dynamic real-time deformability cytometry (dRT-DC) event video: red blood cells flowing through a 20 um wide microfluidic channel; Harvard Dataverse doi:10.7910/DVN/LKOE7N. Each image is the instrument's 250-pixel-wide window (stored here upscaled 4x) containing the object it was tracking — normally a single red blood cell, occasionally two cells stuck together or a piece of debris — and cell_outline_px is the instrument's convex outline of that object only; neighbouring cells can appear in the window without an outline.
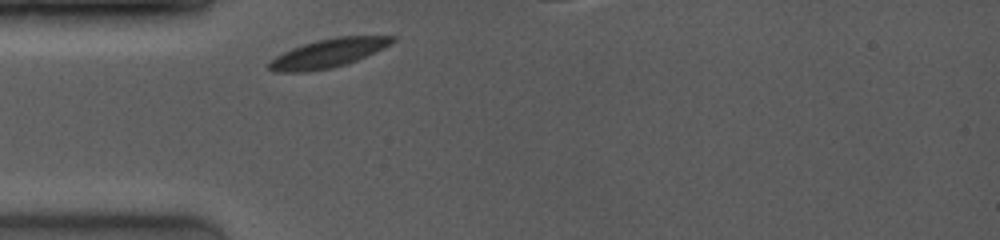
{"species": "common noctule bat (a hibernating species)", "species_latin": "Nyctalus noctula", "temperature_condition": "room temperature", "stored_images_in_passage": 10, "camera_frame_rate_fps": 4000, "um_per_image_px": 0.085, "animal": {"sex": "female", "body_mass_g": 19.0, "forearm_length_mm": 53.3}, "frame": {"image": 1, "passage_image": 1, "time_ms": 0.0, "image_size_px": [1000, 240], "cell_outline_px": [[396, 40], [392, 44], [356, 60], [332, 68], [308, 72], [276, 72], [268, 68], [268, 64], [276, 56], [292, 48], [316, 40], [336, 36], [396, 36]], "centroid_in_image_um": [27.9, 4.52], "position_along_channel_um": 57.1, "area_um2": 20.46}}